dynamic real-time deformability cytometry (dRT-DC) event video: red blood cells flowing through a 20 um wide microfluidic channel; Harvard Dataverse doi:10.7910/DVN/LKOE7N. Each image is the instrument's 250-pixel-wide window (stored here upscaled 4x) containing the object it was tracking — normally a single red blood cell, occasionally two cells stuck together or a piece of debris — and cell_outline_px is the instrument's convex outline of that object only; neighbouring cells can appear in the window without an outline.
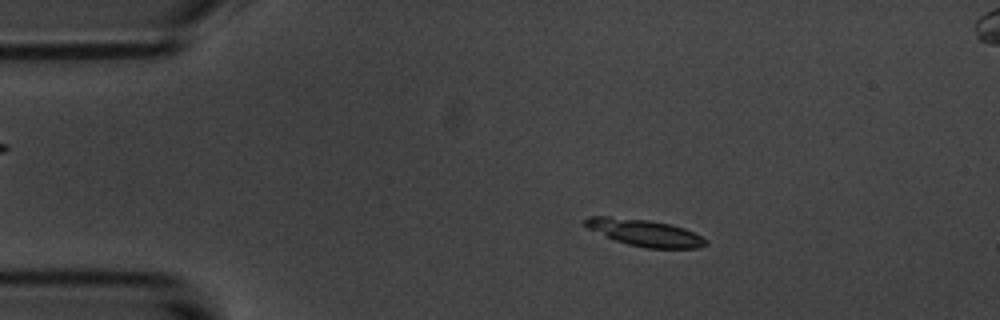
{"species": "common noctule bat (a hibernating species)", "species_latin": "Nyctalus noctula", "temperature_condition": "room temperature", "stored_images_in_passage": 55, "camera_frame_rate_fps": 3000, "um_per_image_px": 0.085, "animal": {"sex": "male", "body_mass_g": 20.1, "forearm_length_mm": 53.5}, "frame": {"image": 1, "passage_image": 9, "time_ms": 2.667, "image_size_px": [1000, 320], "cell_outline_px": [[708, 244], [696, 248], [644, 248], [628, 244], [616, 240], [588, 228], [580, 224], [588, 216], [608, 216], [648, 220], [668, 224], [684, 228], [708, 240]], "centroid_in_image_um": [54.77, 19.78], "position_along_channel_um": 30.2, "area_um2": 18.61}}
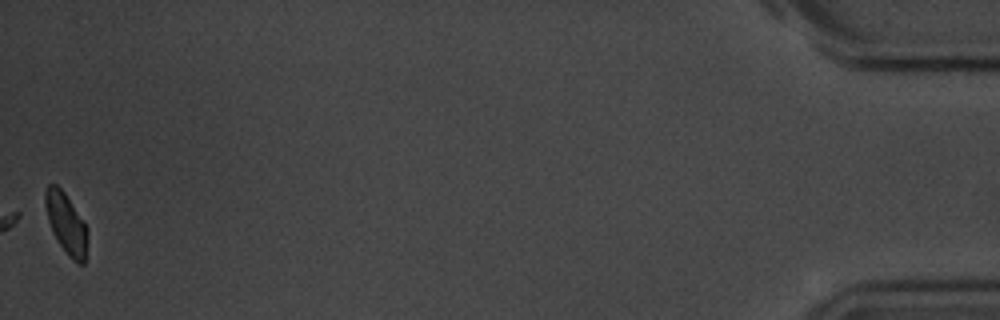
{"frame": {"image": 2, "passage_image": 55, "time_ms": 18.0, "image_size_px": [1000, 320], "cell_outline_px": [[88, 232], [84, 264], [76, 264], [68, 256], [52, 232], [48, 220], [44, 204], [44, 192], [48, 184], [56, 184], [64, 192], [88, 228]], "centroid_in_image_um": [5.61, 19.0], "position_along_channel_um": 429.6, "area_um2": 14.97}}